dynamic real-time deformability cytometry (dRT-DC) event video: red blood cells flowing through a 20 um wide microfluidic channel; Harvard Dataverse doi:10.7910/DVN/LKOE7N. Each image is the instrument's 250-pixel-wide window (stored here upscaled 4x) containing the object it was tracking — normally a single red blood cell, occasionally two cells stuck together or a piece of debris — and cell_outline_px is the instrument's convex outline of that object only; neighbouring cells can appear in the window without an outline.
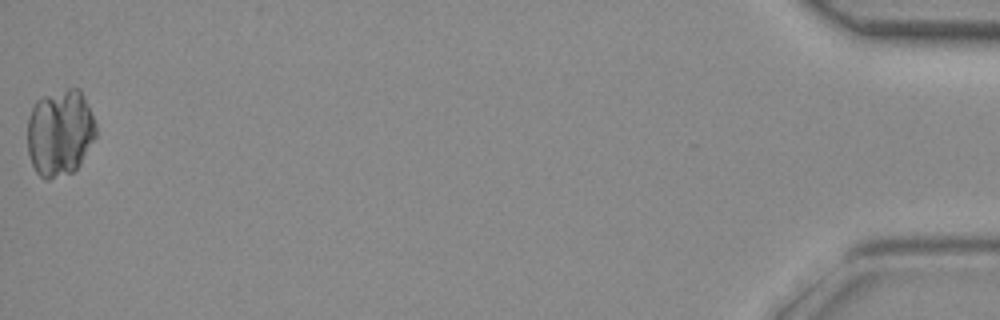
{"species": "common noctule bat (a hibernating species)", "species_latin": "Nyctalus noctula", "temperature_condition": "room temperature", "stored_images_in_passage": 30, "camera_frame_rate_fps": 3000, "um_per_image_px": 0.085, "animal": {"sex": "female", "body_mass_g": 29.2, "forearm_length_mm": 56.3}, "frame": {"image": 1, "passage_image": 30, "time_ms": 9.667, "image_size_px": [1000, 320], "cell_outline_px": [[96, 136], [80, 164], [72, 172], [48, 180], [44, 180], [36, 172], [32, 164], [28, 152], [28, 116], [36, 100], [40, 96], [68, 88], [80, 88], [96, 124]], "centroid_in_image_um": [5.08, 11.27], "position_along_channel_um": 430.1, "area_um2": 34.8}}